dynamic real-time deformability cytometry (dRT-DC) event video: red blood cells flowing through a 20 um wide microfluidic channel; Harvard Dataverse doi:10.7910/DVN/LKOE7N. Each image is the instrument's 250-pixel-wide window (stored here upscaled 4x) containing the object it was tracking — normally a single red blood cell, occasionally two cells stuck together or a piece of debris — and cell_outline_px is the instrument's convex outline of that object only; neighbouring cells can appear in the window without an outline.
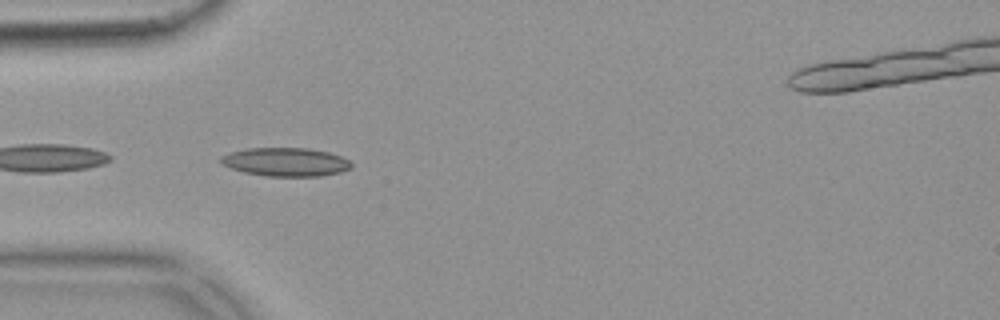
{"species": "common noctule bat (a hibernating species)", "species_latin": "Nyctalus noctula", "temperature_condition": "warm", "stored_images_in_passage": 5, "camera_frame_rate_fps": 3000, "um_per_image_px": 0.085, "animal": {"sex": "female", "body_mass_g": 18.4}, "frame": {"image": 1, "passage_image": 1, "time_ms": 0.0, "image_size_px": [1000, 320], "cell_outline_px": [[352, 168], [340, 172], [320, 176], [264, 176], [244, 172], [220, 164], [220, 156], [228, 152], [248, 148], [308, 148], [328, 152], [340, 156], [348, 160], [352, 164]], "centroid_in_image_um": [24.25, 13.76], "position_along_channel_um": 60.8, "area_um2": 21.79}}